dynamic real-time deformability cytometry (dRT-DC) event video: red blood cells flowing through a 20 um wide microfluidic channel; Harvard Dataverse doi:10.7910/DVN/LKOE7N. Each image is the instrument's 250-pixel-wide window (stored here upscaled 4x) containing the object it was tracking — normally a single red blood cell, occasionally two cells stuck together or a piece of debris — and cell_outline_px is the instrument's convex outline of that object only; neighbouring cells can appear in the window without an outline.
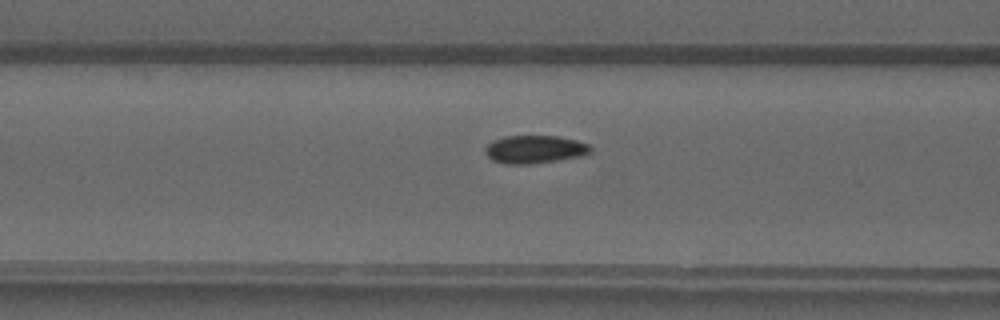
{"species": "common noctule bat (a hibernating species)", "species_latin": "Nyctalus noctula", "temperature_condition": "warm", "stored_images_in_passage": 49, "camera_frame_rate_fps": 3000, "um_per_image_px": 0.085, "animal": {"sex": "male", "forearm_length_mm": 52.5}, "frame": {"image": 1, "passage_image": 19, "time_ms": 6.0, "image_size_px": [1000, 320], "cell_outline_px": [[592, 152], [580, 156], [532, 164], [508, 164], [492, 160], [484, 152], [484, 148], [492, 140], [504, 136], [560, 136], [576, 140], [588, 144], [592, 148]], "centroid_in_image_um": [45.43, 12.69], "position_along_channel_um": 121.2, "area_um2": 17.22}}
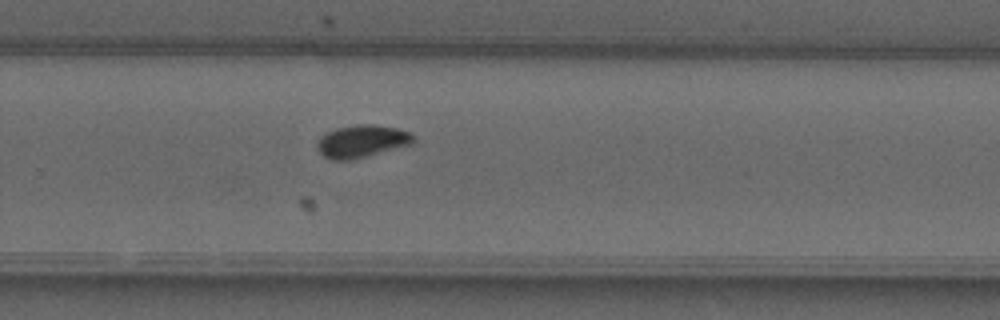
{"frame": {"image": 2, "passage_image": 32, "time_ms": 10.333, "image_size_px": [1000, 320], "cell_outline_px": [[416, 140], [412, 144], [352, 160], [332, 160], [324, 156], [316, 148], [316, 140], [320, 136], [336, 128], [356, 124], [372, 124], [396, 128], [412, 132]], "centroid_in_image_um": [30.75, 12.0], "position_along_channel_um": 299.0, "area_um2": 18.44}}
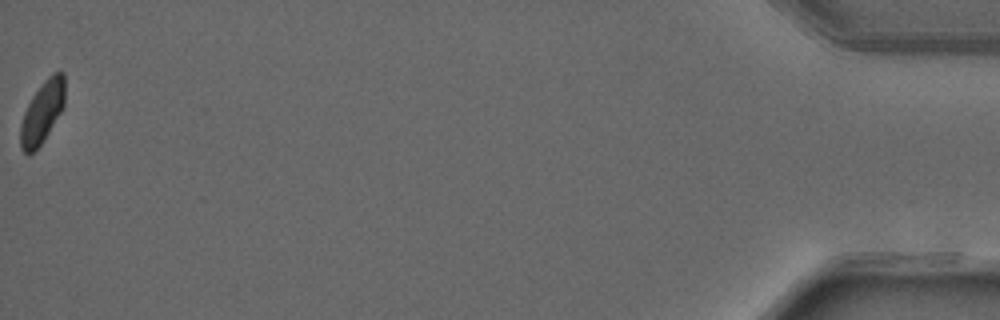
{"frame": {"image": 3, "passage_image": 49, "time_ms": 16.0, "image_size_px": [1000, 320], "cell_outline_px": [[64, 108], [44, 140], [28, 156], [20, 148], [20, 124], [24, 112], [32, 96], [44, 80], [52, 72], [64, 72]], "centroid_in_image_um": [3.59, 9.54], "position_along_channel_um": 431.6, "area_um2": 16.13}}